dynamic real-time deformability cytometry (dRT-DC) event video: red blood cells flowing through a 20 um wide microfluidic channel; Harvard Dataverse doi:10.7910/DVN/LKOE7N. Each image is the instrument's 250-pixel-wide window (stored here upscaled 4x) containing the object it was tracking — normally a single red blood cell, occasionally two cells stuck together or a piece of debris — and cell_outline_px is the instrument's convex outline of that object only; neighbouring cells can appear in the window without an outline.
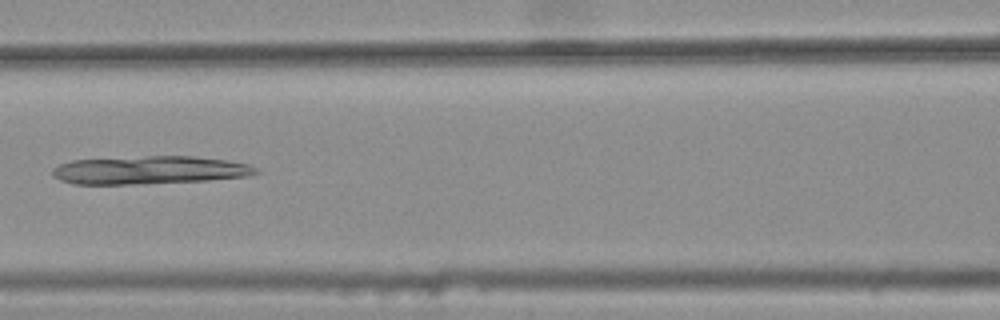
{"species": "common noctule bat (a hibernating species)", "species_latin": "Nyctalus noctula", "temperature_condition": "warm", "stored_images_in_passage": 6, "camera_frame_rate_fps": 3000, "um_per_image_px": 0.085, "animal": {"sex": "female", "body_mass_g": 25.1}, "frame": {"image": 1, "passage_image": 5, "time_ms": 1.333, "image_size_px": [1000, 320], "cell_outline_px": [[260, 172], [248, 176], [208, 180], [132, 184], [76, 184], [60, 180], [52, 176], [52, 168], [56, 164], [72, 160], [148, 156], [192, 156], [224, 160], [248, 164], [256, 168]], "centroid_in_image_um": [12.65, 14.46], "position_along_channel_um": 153.9, "area_um2": 33.23}}
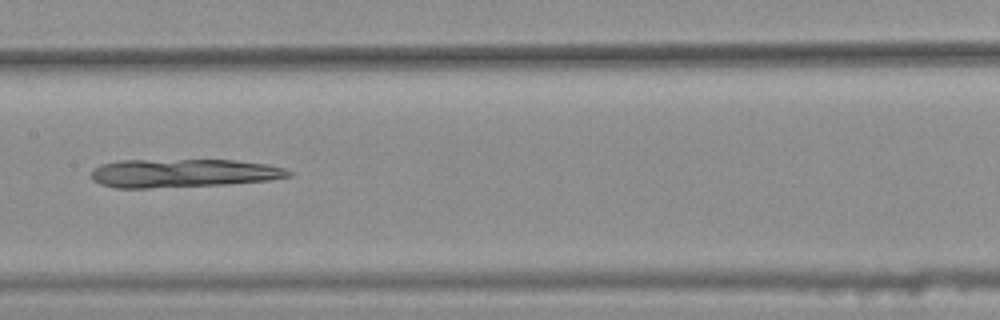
{"frame": {"image": 2, "passage_image": 6, "time_ms": 1.667, "image_size_px": [1000, 320], "cell_outline_px": [[292, 176], [268, 180], [224, 184], [148, 188], [116, 188], [100, 184], [92, 180], [88, 176], [92, 168], [100, 164], [120, 160], [236, 160], [268, 164], [284, 168], [292, 172]], "centroid_in_image_um": [15.5, 14.71], "position_along_channel_um": 191.9, "area_um2": 32.95}}